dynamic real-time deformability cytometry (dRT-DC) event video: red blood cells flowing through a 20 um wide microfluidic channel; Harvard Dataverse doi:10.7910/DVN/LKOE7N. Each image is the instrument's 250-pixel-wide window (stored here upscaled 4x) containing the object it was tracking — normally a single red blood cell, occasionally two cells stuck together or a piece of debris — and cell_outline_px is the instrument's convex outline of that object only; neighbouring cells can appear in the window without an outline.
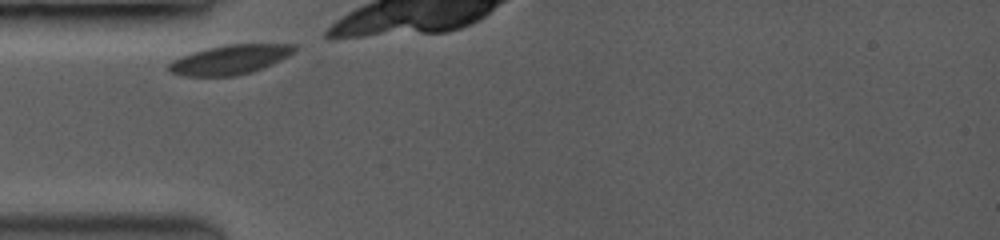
{"species": "common noctule bat (a hibernating species)", "species_latin": "Nyctalus noctula", "temperature_condition": "room temperature", "stored_images_in_passage": 5, "camera_frame_rate_fps": 3500, "um_per_image_px": 0.085, "animal": {"sex": "female", "body_mass_g": 19.0, "forearm_length_mm": 53.3}, "frame": {"image": 1, "passage_image": 1, "time_ms": 0.0, "image_size_px": [1000, 240], "cell_outline_px": [[296, 52], [272, 64], [252, 72], [236, 76], [184, 76], [172, 72], [168, 68], [168, 64], [172, 60], [180, 56], [192, 52], [208, 48], [228, 44], [296, 44]], "centroid_in_image_um": [19.56, 5.06], "position_along_channel_um": 65.4, "area_um2": 21.56}}